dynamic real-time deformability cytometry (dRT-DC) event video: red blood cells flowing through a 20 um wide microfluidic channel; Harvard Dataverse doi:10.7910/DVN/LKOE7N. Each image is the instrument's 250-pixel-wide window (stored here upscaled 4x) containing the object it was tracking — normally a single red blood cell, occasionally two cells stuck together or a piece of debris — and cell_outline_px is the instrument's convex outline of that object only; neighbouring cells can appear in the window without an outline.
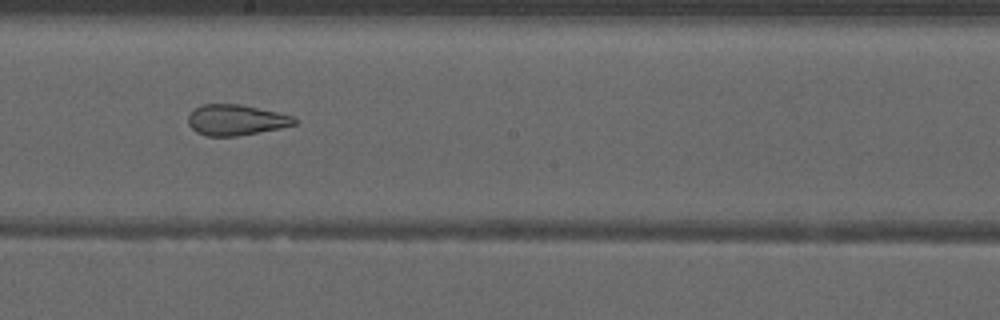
{"species": "common noctule bat (a hibernating species)", "species_latin": "Nyctalus noctula", "temperature_condition": "warm", "stored_images_in_passage": 52, "camera_frame_rate_fps": 3000, "um_per_image_px": 0.085, "animal": {"sex": "male", "forearm_length_mm": 52.5}, "frame": {"image": 1, "passage_image": 30, "time_ms": 9.667, "image_size_px": [1000, 320], "cell_outline_px": [[300, 120], [296, 124], [280, 128], [236, 136], [208, 136], [196, 132], [188, 124], [188, 116], [200, 104], [240, 104], [296, 116]], "centroid_in_image_um": [20.1, 10.19], "position_along_channel_um": 228.1, "area_um2": 19.07}, "authors_computed_cell_mechanics": {"area_um2": 24.1893, "velocity_mm_per_s": 3.9942, "shape_relaxation_time_tau1_ms": null, "shape_relaxation_time_tau2_ms": 1.8131, "deformation_change_tau1": null, "deformation_change_tau2": 0.11}}